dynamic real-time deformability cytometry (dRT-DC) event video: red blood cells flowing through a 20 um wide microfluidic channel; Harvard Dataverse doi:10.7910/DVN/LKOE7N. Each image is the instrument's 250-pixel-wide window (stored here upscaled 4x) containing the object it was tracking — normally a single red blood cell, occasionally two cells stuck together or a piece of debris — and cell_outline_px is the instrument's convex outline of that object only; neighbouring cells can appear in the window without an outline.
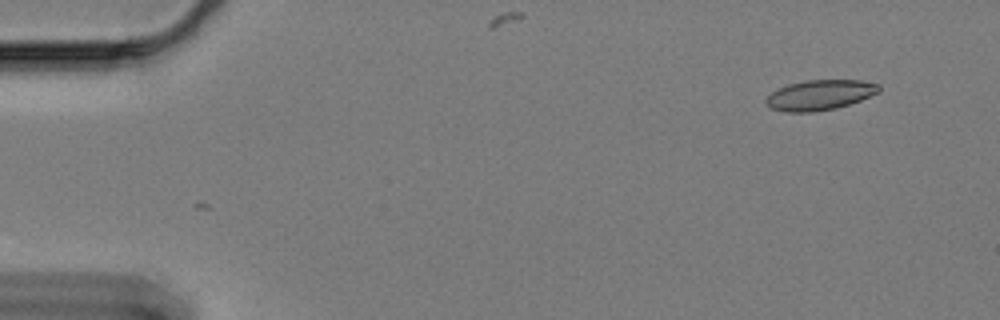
{"species": "Egyptian fruit bat (a non-hibernating species)", "species_latin": "Rousettus aegyptiacus", "temperature_condition": "cold", "stored_images_in_passage": 8, "camera_frame_rate_fps": 3000, "um_per_image_px": 0.085, "animal": {"sex": "female"}, "frame": {"image": 1, "passage_image": 2, "time_ms": 0.333, "image_size_px": [1000, 320], "cell_outline_px": [[880, 92], [860, 100], [836, 108], [812, 112], [788, 112], [772, 108], [764, 100], [772, 92], [788, 84], [804, 80], [860, 80], [880, 84]], "centroid_in_image_um": [69.71, 8.06], "position_along_channel_um": 15.3, "area_um2": 19.71}}